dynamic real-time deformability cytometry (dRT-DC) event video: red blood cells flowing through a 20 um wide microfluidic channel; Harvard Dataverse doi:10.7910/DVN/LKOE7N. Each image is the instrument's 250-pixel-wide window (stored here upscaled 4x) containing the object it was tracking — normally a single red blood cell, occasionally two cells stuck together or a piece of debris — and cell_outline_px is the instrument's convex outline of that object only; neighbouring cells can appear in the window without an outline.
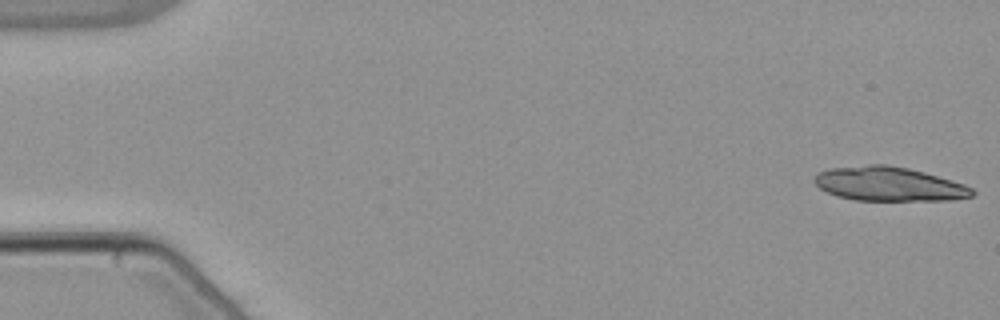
{"species": "common noctule bat (a hibernating species)", "species_latin": "Nyctalus noctula", "temperature_condition": "warm", "stored_images_in_passage": 13, "camera_frame_rate_fps": 3000, "um_per_image_px": 0.085, "animal": {"sex": "male", "body_mass_g": 21.5, "forearm_length_mm": 52.0}, "frame": {"image": 1, "passage_image": 1, "time_ms": 0.0, "image_size_px": [1000, 320], "cell_outline_px": [[976, 192], [972, 196], [952, 200], [856, 200], [836, 196], [820, 188], [812, 180], [816, 172], [828, 168], [868, 164], [888, 164], [908, 168], [924, 172], [964, 184], [972, 188]], "centroid_in_image_um": [75.52, 15.63], "position_along_channel_um": 9.5, "area_um2": 31.56}}